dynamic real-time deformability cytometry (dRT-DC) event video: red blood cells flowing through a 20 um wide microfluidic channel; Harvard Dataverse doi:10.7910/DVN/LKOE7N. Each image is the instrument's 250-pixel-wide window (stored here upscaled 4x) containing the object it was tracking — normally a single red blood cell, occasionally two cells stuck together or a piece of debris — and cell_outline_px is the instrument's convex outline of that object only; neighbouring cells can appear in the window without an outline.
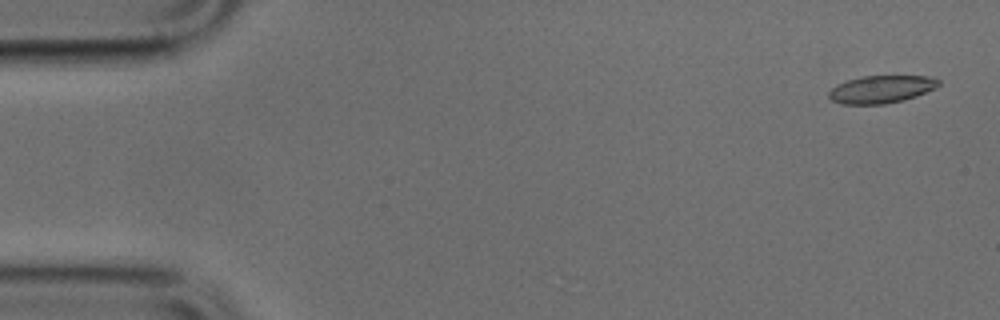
{"species": "common noctule bat (a hibernating species)", "species_latin": "Nyctalus noctula", "temperature_condition": "cold", "stored_images_in_passage": 8, "camera_frame_rate_fps": 3000, "um_per_image_px": 0.085, "animal": {"sex": "male", "body_mass_g": 17.9, "forearm_length_mm": 54.2}, "frame": {"image": 1, "passage_image": 2, "time_ms": 0.333, "image_size_px": [1000, 320], "cell_outline_px": [[940, 84], [936, 88], [916, 96], [904, 100], [884, 104], [840, 104], [832, 100], [828, 96], [828, 92], [836, 84], [848, 80], [864, 76], [928, 76], [940, 80]], "centroid_in_image_um": [74.91, 7.59], "position_along_channel_um": 10.1, "area_um2": 17.69}}